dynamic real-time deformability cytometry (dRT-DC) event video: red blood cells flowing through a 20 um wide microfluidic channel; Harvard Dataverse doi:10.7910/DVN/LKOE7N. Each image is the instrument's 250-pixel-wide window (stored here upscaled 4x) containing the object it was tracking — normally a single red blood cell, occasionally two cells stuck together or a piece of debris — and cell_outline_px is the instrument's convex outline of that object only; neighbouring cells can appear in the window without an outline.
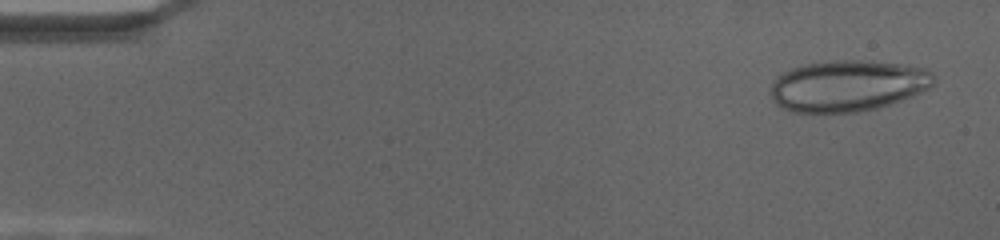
{"species": "human", "species_latin": "Homo sapiens", "temperature_condition": "cold", "stored_images_in_passage": 68, "camera_frame_rate_fps": 3000, "um_per_image_px": 0.085, "donor": {"sex": "female"}, "frame": {"image": 1, "passage_image": 3, "time_ms": 0.667, "image_size_px": [1000, 240], "cell_outline_px": [[936, 80], [928, 88], [912, 96], [876, 108], [856, 112], [792, 112], [776, 104], [768, 92], [772, 84], [784, 72], [792, 68], [804, 64], [836, 60], [872, 60], [928, 68], [936, 76]], "centroid_in_image_um": [72.08, 7.28], "position_along_channel_um": 12.9, "area_um2": 48.78}}
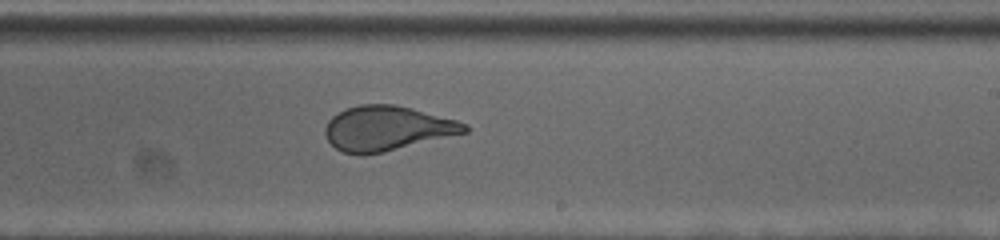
{"frame": {"image": 2, "passage_image": 41, "time_ms": 13.333, "image_size_px": [1000, 240], "cell_outline_px": [[468, 132], [384, 152], [364, 156], [360, 156], [344, 152], [336, 148], [328, 140], [324, 132], [324, 128], [328, 120], [336, 112], [344, 108], [360, 104], [396, 104], [412, 108], [456, 120], [468, 124]], "centroid_in_image_um": [32.86, 10.91], "position_along_channel_um": 256.1, "area_um2": 36.65}}
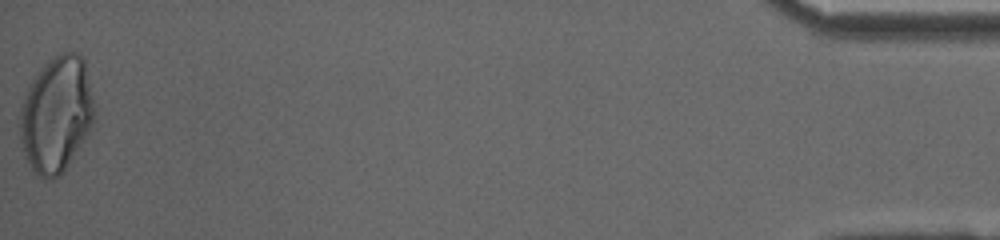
{"frame": {"image": 3, "passage_image": 68, "time_ms": 22.333, "image_size_px": [1000, 240], "cell_outline_px": [[92, 128], [64, 172], [52, 180], [40, 176], [32, 168], [24, 152], [20, 140], [20, 108], [24, 96], [32, 80], [44, 64], [48, 60], [60, 52], [80, 52], [84, 60], [92, 100]], "centroid_in_image_um": [4.78, 9.72], "position_along_channel_um": 430.4, "area_um2": 49.77}}